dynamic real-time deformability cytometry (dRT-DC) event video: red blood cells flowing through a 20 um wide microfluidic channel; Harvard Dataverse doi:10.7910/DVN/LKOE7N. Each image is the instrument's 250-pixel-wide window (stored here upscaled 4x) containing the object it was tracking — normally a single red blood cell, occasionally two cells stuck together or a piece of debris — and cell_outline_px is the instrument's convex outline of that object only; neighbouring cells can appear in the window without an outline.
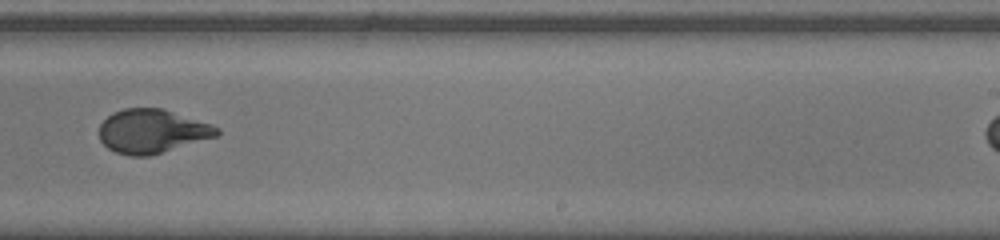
{"species": "human", "species_latin": "Homo sapiens", "temperature_condition": "warm", "stored_images_in_passage": 27, "camera_frame_rate_fps": 3000, "um_per_image_px": 0.085, "donor": {"sex": "male"}, "frame": {"image": 1, "passage_image": 16, "time_ms": 5.0, "image_size_px": [1000, 240], "cell_outline_px": [[220, 132], [216, 136], [148, 156], [128, 156], [116, 152], [108, 148], [100, 140], [100, 124], [112, 112], [124, 108], [164, 108], [212, 124], [220, 128]], "centroid_in_image_um": [12.92, 11.14], "position_along_channel_um": 276.1, "area_um2": 30.0}}